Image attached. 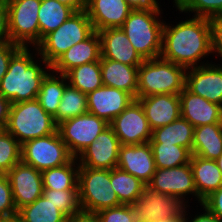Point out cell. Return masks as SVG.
Returning <instances> with one entry per match:
<instances>
[{"instance_id": "obj_24", "label": "cell", "mask_w": 222, "mask_h": 222, "mask_svg": "<svg viewBox=\"0 0 222 222\" xmlns=\"http://www.w3.org/2000/svg\"><path fill=\"white\" fill-rule=\"evenodd\" d=\"M100 67L104 86L126 91L137 99L139 66L100 58Z\"/></svg>"}, {"instance_id": "obj_14", "label": "cell", "mask_w": 222, "mask_h": 222, "mask_svg": "<svg viewBox=\"0 0 222 222\" xmlns=\"http://www.w3.org/2000/svg\"><path fill=\"white\" fill-rule=\"evenodd\" d=\"M121 144L109 126L77 157L80 167L111 170L117 167Z\"/></svg>"}, {"instance_id": "obj_34", "label": "cell", "mask_w": 222, "mask_h": 222, "mask_svg": "<svg viewBox=\"0 0 222 222\" xmlns=\"http://www.w3.org/2000/svg\"><path fill=\"white\" fill-rule=\"evenodd\" d=\"M88 112L87 94L70 86L65 87L57 114L53 117L56 125Z\"/></svg>"}, {"instance_id": "obj_12", "label": "cell", "mask_w": 222, "mask_h": 222, "mask_svg": "<svg viewBox=\"0 0 222 222\" xmlns=\"http://www.w3.org/2000/svg\"><path fill=\"white\" fill-rule=\"evenodd\" d=\"M147 186L159 193L174 195L187 206L192 199L197 202V190L190 163L174 168H156ZM190 195L192 199L189 201Z\"/></svg>"}, {"instance_id": "obj_36", "label": "cell", "mask_w": 222, "mask_h": 222, "mask_svg": "<svg viewBox=\"0 0 222 222\" xmlns=\"http://www.w3.org/2000/svg\"><path fill=\"white\" fill-rule=\"evenodd\" d=\"M173 8L187 15L211 18L222 15V0H173Z\"/></svg>"}, {"instance_id": "obj_5", "label": "cell", "mask_w": 222, "mask_h": 222, "mask_svg": "<svg viewBox=\"0 0 222 222\" xmlns=\"http://www.w3.org/2000/svg\"><path fill=\"white\" fill-rule=\"evenodd\" d=\"M22 145L57 131L54 118L37 99L10 104L7 126L4 128Z\"/></svg>"}, {"instance_id": "obj_23", "label": "cell", "mask_w": 222, "mask_h": 222, "mask_svg": "<svg viewBox=\"0 0 222 222\" xmlns=\"http://www.w3.org/2000/svg\"><path fill=\"white\" fill-rule=\"evenodd\" d=\"M100 58V37L99 33L94 31L87 39L73 45L60 55L51 64V71L65 75L72 68L99 61Z\"/></svg>"}, {"instance_id": "obj_19", "label": "cell", "mask_w": 222, "mask_h": 222, "mask_svg": "<svg viewBox=\"0 0 222 222\" xmlns=\"http://www.w3.org/2000/svg\"><path fill=\"white\" fill-rule=\"evenodd\" d=\"M131 11L125 0H87L86 12L97 32L120 28Z\"/></svg>"}, {"instance_id": "obj_50", "label": "cell", "mask_w": 222, "mask_h": 222, "mask_svg": "<svg viewBox=\"0 0 222 222\" xmlns=\"http://www.w3.org/2000/svg\"><path fill=\"white\" fill-rule=\"evenodd\" d=\"M137 222H183V216L180 219H170V220H143V221H137Z\"/></svg>"}, {"instance_id": "obj_20", "label": "cell", "mask_w": 222, "mask_h": 222, "mask_svg": "<svg viewBox=\"0 0 222 222\" xmlns=\"http://www.w3.org/2000/svg\"><path fill=\"white\" fill-rule=\"evenodd\" d=\"M151 130L166 126L181 116L179 94H156L136 99Z\"/></svg>"}, {"instance_id": "obj_47", "label": "cell", "mask_w": 222, "mask_h": 222, "mask_svg": "<svg viewBox=\"0 0 222 222\" xmlns=\"http://www.w3.org/2000/svg\"><path fill=\"white\" fill-rule=\"evenodd\" d=\"M68 222H101V220L97 213L81 210L68 218Z\"/></svg>"}, {"instance_id": "obj_10", "label": "cell", "mask_w": 222, "mask_h": 222, "mask_svg": "<svg viewBox=\"0 0 222 222\" xmlns=\"http://www.w3.org/2000/svg\"><path fill=\"white\" fill-rule=\"evenodd\" d=\"M108 127L106 120L87 112L58 124L57 131L69 152L77 158Z\"/></svg>"}, {"instance_id": "obj_45", "label": "cell", "mask_w": 222, "mask_h": 222, "mask_svg": "<svg viewBox=\"0 0 222 222\" xmlns=\"http://www.w3.org/2000/svg\"><path fill=\"white\" fill-rule=\"evenodd\" d=\"M132 10L163 12L159 0H125Z\"/></svg>"}, {"instance_id": "obj_21", "label": "cell", "mask_w": 222, "mask_h": 222, "mask_svg": "<svg viewBox=\"0 0 222 222\" xmlns=\"http://www.w3.org/2000/svg\"><path fill=\"white\" fill-rule=\"evenodd\" d=\"M181 117L193 127L222 123V106L190 92L186 87L179 94Z\"/></svg>"}, {"instance_id": "obj_52", "label": "cell", "mask_w": 222, "mask_h": 222, "mask_svg": "<svg viewBox=\"0 0 222 222\" xmlns=\"http://www.w3.org/2000/svg\"><path fill=\"white\" fill-rule=\"evenodd\" d=\"M215 161L217 163L218 168L221 170V173H222V154Z\"/></svg>"}, {"instance_id": "obj_18", "label": "cell", "mask_w": 222, "mask_h": 222, "mask_svg": "<svg viewBox=\"0 0 222 222\" xmlns=\"http://www.w3.org/2000/svg\"><path fill=\"white\" fill-rule=\"evenodd\" d=\"M117 168L133 175L147 186L156 170L149 142L121 145Z\"/></svg>"}, {"instance_id": "obj_42", "label": "cell", "mask_w": 222, "mask_h": 222, "mask_svg": "<svg viewBox=\"0 0 222 222\" xmlns=\"http://www.w3.org/2000/svg\"><path fill=\"white\" fill-rule=\"evenodd\" d=\"M20 48L10 41L0 43V81L8 70L10 59Z\"/></svg>"}, {"instance_id": "obj_13", "label": "cell", "mask_w": 222, "mask_h": 222, "mask_svg": "<svg viewBox=\"0 0 222 222\" xmlns=\"http://www.w3.org/2000/svg\"><path fill=\"white\" fill-rule=\"evenodd\" d=\"M109 126L121 145H136L149 142L152 130L141 104L135 99Z\"/></svg>"}, {"instance_id": "obj_6", "label": "cell", "mask_w": 222, "mask_h": 222, "mask_svg": "<svg viewBox=\"0 0 222 222\" xmlns=\"http://www.w3.org/2000/svg\"><path fill=\"white\" fill-rule=\"evenodd\" d=\"M93 32L86 10L76 11L56 30L47 34L36 48L39 56L51 65L67 49L84 41Z\"/></svg>"}, {"instance_id": "obj_9", "label": "cell", "mask_w": 222, "mask_h": 222, "mask_svg": "<svg viewBox=\"0 0 222 222\" xmlns=\"http://www.w3.org/2000/svg\"><path fill=\"white\" fill-rule=\"evenodd\" d=\"M74 156L56 131L21 145V161L43 172L69 163Z\"/></svg>"}, {"instance_id": "obj_46", "label": "cell", "mask_w": 222, "mask_h": 222, "mask_svg": "<svg viewBox=\"0 0 222 222\" xmlns=\"http://www.w3.org/2000/svg\"><path fill=\"white\" fill-rule=\"evenodd\" d=\"M10 41L7 5L0 4V43Z\"/></svg>"}, {"instance_id": "obj_7", "label": "cell", "mask_w": 222, "mask_h": 222, "mask_svg": "<svg viewBox=\"0 0 222 222\" xmlns=\"http://www.w3.org/2000/svg\"><path fill=\"white\" fill-rule=\"evenodd\" d=\"M78 189L83 211L97 213L122 205L110 183V170L79 167Z\"/></svg>"}, {"instance_id": "obj_15", "label": "cell", "mask_w": 222, "mask_h": 222, "mask_svg": "<svg viewBox=\"0 0 222 222\" xmlns=\"http://www.w3.org/2000/svg\"><path fill=\"white\" fill-rule=\"evenodd\" d=\"M215 62L188 68L185 87L193 94L222 106V64Z\"/></svg>"}, {"instance_id": "obj_8", "label": "cell", "mask_w": 222, "mask_h": 222, "mask_svg": "<svg viewBox=\"0 0 222 222\" xmlns=\"http://www.w3.org/2000/svg\"><path fill=\"white\" fill-rule=\"evenodd\" d=\"M41 0H10L7 4L10 42L21 47L40 43L38 11Z\"/></svg>"}, {"instance_id": "obj_38", "label": "cell", "mask_w": 222, "mask_h": 222, "mask_svg": "<svg viewBox=\"0 0 222 222\" xmlns=\"http://www.w3.org/2000/svg\"><path fill=\"white\" fill-rule=\"evenodd\" d=\"M43 195L57 206L68 218L81 211L79 190L43 189Z\"/></svg>"}, {"instance_id": "obj_16", "label": "cell", "mask_w": 222, "mask_h": 222, "mask_svg": "<svg viewBox=\"0 0 222 222\" xmlns=\"http://www.w3.org/2000/svg\"><path fill=\"white\" fill-rule=\"evenodd\" d=\"M6 176L11 185L17 210L43 195L42 174L33 166L20 161Z\"/></svg>"}, {"instance_id": "obj_28", "label": "cell", "mask_w": 222, "mask_h": 222, "mask_svg": "<svg viewBox=\"0 0 222 222\" xmlns=\"http://www.w3.org/2000/svg\"><path fill=\"white\" fill-rule=\"evenodd\" d=\"M20 222H68V217L44 195L17 211Z\"/></svg>"}, {"instance_id": "obj_25", "label": "cell", "mask_w": 222, "mask_h": 222, "mask_svg": "<svg viewBox=\"0 0 222 222\" xmlns=\"http://www.w3.org/2000/svg\"><path fill=\"white\" fill-rule=\"evenodd\" d=\"M190 166L197 190V208L213 191L222 187V173L215 160L200 156L192 155Z\"/></svg>"}, {"instance_id": "obj_17", "label": "cell", "mask_w": 222, "mask_h": 222, "mask_svg": "<svg viewBox=\"0 0 222 222\" xmlns=\"http://www.w3.org/2000/svg\"><path fill=\"white\" fill-rule=\"evenodd\" d=\"M134 100L126 91L103 85L87 94L88 112L110 123Z\"/></svg>"}, {"instance_id": "obj_39", "label": "cell", "mask_w": 222, "mask_h": 222, "mask_svg": "<svg viewBox=\"0 0 222 222\" xmlns=\"http://www.w3.org/2000/svg\"><path fill=\"white\" fill-rule=\"evenodd\" d=\"M10 182L6 174H0V218L17 216Z\"/></svg>"}, {"instance_id": "obj_37", "label": "cell", "mask_w": 222, "mask_h": 222, "mask_svg": "<svg viewBox=\"0 0 222 222\" xmlns=\"http://www.w3.org/2000/svg\"><path fill=\"white\" fill-rule=\"evenodd\" d=\"M21 161V144L4 128H0V174H7Z\"/></svg>"}, {"instance_id": "obj_29", "label": "cell", "mask_w": 222, "mask_h": 222, "mask_svg": "<svg viewBox=\"0 0 222 222\" xmlns=\"http://www.w3.org/2000/svg\"><path fill=\"white\" fill-rule=\"evenodd\" d=\"M79 163L73 158L69 163L44 170L42 174L43 189L53 190H79L78 171Z\"/></svg>"}, {"instance_id": "obj_22", "label": "cell", "mask_w": 222, "mask_h": 222, "mask_svg": "<svg viewBox=\"0 0 222 222\" xmlns=\"http://www.w3.org/2000/svg\"><path fill=\"white\" fill-rule=\"evenodd\" d=\"M101 58L111 59L131 66H139L144 59L130 43L121 28L99 31Z\"/></svg>"}, {"instance_id": "obj_1", "label": "cell", "mask_w": 222, "mask_h": 222, "mask_svg": "<svg viewBox=\"0 0 222 222\" xmlns=\"http://www.w3.org/2000/svg\"><path fill=\"white\" fill-rule=\"evenodd\" d=\"M185 15L184 21H165L160 57L186 69L211 63L205 59H212L209 18Z\"/></svg>"}, {"instance_id": "obj_40", "label": "cell", "mask_w": 222, "mask_h": 222, "mask_svg": "<svg viewBox=\"0 0 222 222\" xmlns=\"http://www.w3.org/2000/svg\"><path fill=\"white\" fill-rule=\"evenodd\" d=\"M101 222H137L131 205H120L97 212Z\"/></svg>"}, {"instance_id": "obj_51", "label": "cell", "mask_w": 222, "mask_h": 222, "mask_svg": "<svg viewBox=\"0 0 222 222\" xmlns=\"http://www.w3.org/2000/svg\"><path fill=\"white\" fill-rule=\"evenodd\" d=\"M0 222H20L17 216L11 218H0Z\"/></svg>"}, {"instance_id": "obj_11", "label": "cell", "mask_w": 222, "mask_h": 222, "mask_svg": "<svg viewBox=\"0 0 222 222\" xmlns=\"http://www.w3.org/2000/svg\"><path fill=\"white\" fill-rule=\"evenodd\" d=\"M137 221L180 219L186 204L174 195L159 193L145 186L138 200L131 205Z\"/></svg>"}, {"instance_id": "obj_48", "label": "cell", "mask_w": 222, "mask_h": 222, "mask_svg": "<svg viewBox=\"0 0 222 222\" xmlns=\"http://www.w3.org/2000/svg\"><path fill=\"white\" fill-rule=\"evenodd\" d=\"M10 102L0 94V128H5L8 122Z\"/></svg>"}, {"instance_id": "obj_31", "label": "cell", "mask_w": 222, "mask_h": 222, "mask_svg": "<svg viewBox=\"0 0 222 222\" xmlns=\"http://www.w3.org/2000/svg\"><path fill=\"white\" fill-rule=\"evenodd\" d=\"M75 11L57 0H41L38 11L40 42L50 32L62 25Z\"/></svg>"}, {"instance_id": "obj_32", "label": "cell", "mask_w": 222, "mask_h": 222, "mask_svg": "<svg viewBox=\"0 0 222 222\" xmlns=\"http://www.w3.org/2000/svg\"><path fill=\"white\" fill-rule=\"evenodd\" d=\"M110 183L123 205L134 204L146 186L133 175L117 167L110 170Z\"/></svg>"}, {"instance_id": "obj_49", "label": "cell", "mask_w": 222, "mask_h": 222, "mask_svg": "<svg viewBox=\"0 0 222 222\" xmlns=\"http://www.w3.org/2000/svg\"><path fill=\"white\" fill-rule=\"evenodd\" d=\"M62 4L71 7L75 12L83 11L87 8V0H57Z\"/></svg>"}, {"instance_id": "obj_26", "label": "cell", "mask_w": 222, "mask_h": 222, "mask_svg": "<svg viewBox=\"0 0 222 222\" xmlns=\"http://www.w3.org/2000/svg\"><path fill=\"white\" fill-rule=\"evenodd\" d=\"M222 154V123L194 127L192 155L216 160Z\"/></svg>"}, {"instance_id": "obj_30", "label": "cell", "mask_w": 222, "mask_h": 222, "mask_svg": "<svg viewBox=\"0 0 222 222\" xmlns=\"http://www.w3.org/2000/svg\"><path fill=\"white\" fill-rule=\"evenodd\" d=\"M68 81L65 75L50 71L41 83L37 100L43 109L54 117L57 114L61 98Z\"/></svg>"}, {"instance_id": "obj_44", "label": "cell", "mask_w": 222, "mask_h": 222, "mask_svg": "<svg viewBox=\"0 0 222 222\" xmlns=\"http://www.w3.org/2000/svg\"><path fill=\"white\" fill-rule=\"evenodd\" d=\"M202 205L222 221V187L206 197Z\"/></svg>"}, {"instance_id": "obj_53", "label": "cell", "mask_w": 222, "mask_h": 222, "mask_svg": "<svg viewBox=\"0 0 222 222\" xmlns=\"http://www.w3.org/2000/svg\"><path fill=\"white\" fill-rule=\"evenodd\" d=\"M10 0H0V4L7 5Z\"/></svg>"}, {"instance_id": "obj_4", "label": "cell", "mask_w": 222, "mask_h": 222, "mask_svg": "<svg viewBox=\"0 0 222 222\" xmlns=\"http://www.w3.org/2000/svg\"><path fill=\"white\" fill-rule=\"evenodd\" d=\"M163 13L132 10L120 27L144 60L161 56L165 23Z\"/></svg>"}, {"instance_id": "obj_2", "label": "cell", "mask_w": 222, "mask_h": 222, "mask_svg": "<svg viewBox=\"0 0 222 222\" xmlns=\"http://www.w3.org/2000/svg\"><path fill=\"white\" fill-rule=\"evenodd\" d=\"M50 71L51 65L39 56L36 47H21L0 81V94L11 104L37 99L41 83Z\"/></svg>"}, {"instance_id": "obj_41", "label": "cell", "mask_w": 222, "mask_h": 222, "mask_svg": "<svg viewBox=\"0 0 222 222\" xmlns=\"http://www.w3.org/2000/svg\"><path fill=\"white\" fill-rule=\"evenodd\" d=\"M209 23L211 28L212 57L218 58L220 60L219 64H222V15L209 18Z\"/></svg>"}, {"instance_id": "obj_27", "label": "cell", "mask_w": 222, "mask_h": 222, "mask_svg": "<svg viewBox=\"0 0 222 222\" xmlns=\"http://www.w3.org/2000/svg\"><path fill=\"white\" fill-rule=\"evenodd\" d=\"M194 127L181 116L172 123L152 130L149 143L179 145L192 152Z\"/></svg>"}, {"instance_id": "obj_43", "label": "cell", "mask_w": 222, "mask_h": 222, "mask_svg": "<svg viewBox=\"0 0 222 222\" xmlns=\"http://www.w3.org/2000/svg\"><path fill=\"white\" fill-rule=\"evenodd\" d=\"M199 206L201 207L199 210L203 212L196 211L197 213H195V215H193V211L192 215L191 212H189L192 210L190 209L192 206H190V204L186 206L183 213V222H222L218 217L212 214L204 205L201 204Z\"/></svg>"}, {"instance_id": "obj_33", "label": "cell", "mask_w": 222, "mask_h": 222, "mask_svg": "<svg viewBox=\"0 0 222 222\" xmlns=\"http://www.w3.org/2000/svg\"><path fill=\"white\" fill-rule=\"evenodd\" d=\"M65 76L70 86L85 94L103 86L100 60L72 68Z\"/></svg>"}, {"instance_id": "obj_3", "label": "cell", "mask_w": 222, "mask_h": 222, "mask_svg": "<svg viewBox=\"0 0 222 222\" xmlns=\"http://www.w3.org/2000/svg\"><path fill=\"white\" fill-rule=\"evenodd\" d=\"M186 70L161 57L144 60L138 67L137 99L156 94H180L185 88Z\"/></svg>"}, {"instance_id": "obj_35", "label": "cell", "mask_w": 222, "mask_h": 222, "mask_svg": "<svg viewBox=\"0 0 222 222\" xmlns=\"http://www.w3.org/2000/svg\"><path fill=\"white\" fill-rule=\"evenodd\" d=\"M156 168H174L190 163L192 152L182 146L164 143H149Z\"/></svg>"}]
</instances>
